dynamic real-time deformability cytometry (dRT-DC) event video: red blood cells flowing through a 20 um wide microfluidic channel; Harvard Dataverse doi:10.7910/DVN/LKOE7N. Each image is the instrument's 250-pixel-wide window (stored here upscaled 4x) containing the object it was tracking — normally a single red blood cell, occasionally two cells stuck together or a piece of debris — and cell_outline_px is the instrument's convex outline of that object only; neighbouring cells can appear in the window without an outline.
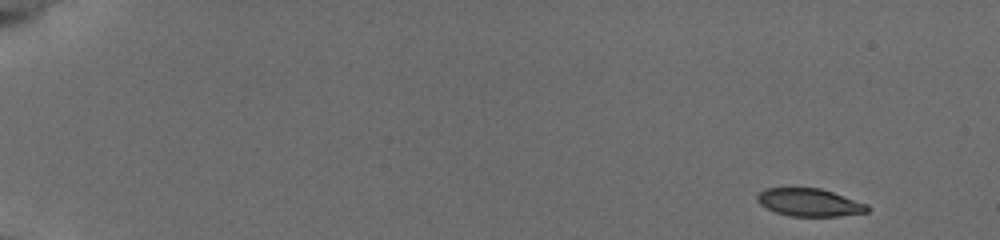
{"species": "common noctule bat (a hibernating species)", "species_latin": "Nyctalus noctula", "temperature_condition": "cold", "stored_images_in_passage": 53, "camera_frame_rate_fps": 3000, "um_per_image_px": 0.085, "animal": {"sex": "female", "body_mass_g": 19.5, "forearm_length_mm": 54.1}, "frame": {"image": 1, "passage_image": 1, "time_ms": 0.0, "image_size_px": [1000, 240], "cell_outline_px": [[868, 212], [836, 216], [788, 216], [776, 212], [760, 204], [756, 200], [756, 196], [764, 188], [820, 188], [868, 204]], "centroid_in_image_um": [68.78, 17.2], "position_along_channel_um": 16.2, "area_um2": 17.69}}
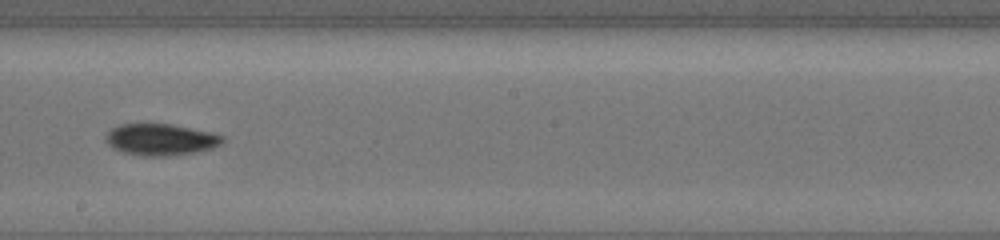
{"frame": {"image": 2, "passage_image": 31, "time_ms": 10.0, "image_size_px": [1000, 240], "cell_outline_px": [[224, 140], [220, 144], [212, 148], [200, 152], [168, 156], [140, 156], [124, 152], [108, 144], [108, 132], [112, 128], [120, 124], [172, 124], [212, 132], [224, 136]], "centroid_in_image_um": [13.73, 11.87], "position_along_channel_um": 234.5, "area_um2": 21.39}}
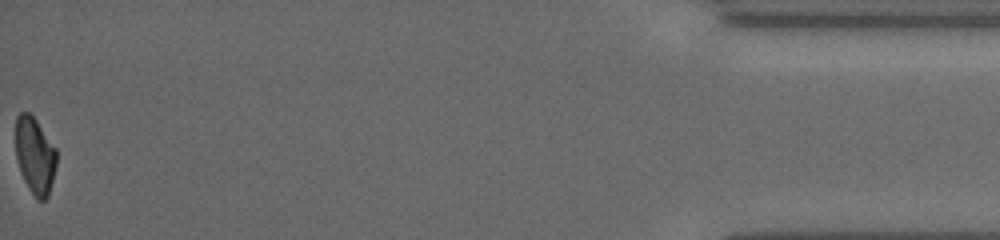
{"frame": {"image": 3, "passage_image": 53, "time_ms": 17.333, "image_size_px": [1000, 240], "cell_outline_px": [[56, 164], [48, 196], [44, 200], [36, 200], [28, 188], [20, 172], [16, 160], [16, 116], [20, 112], [28, 112], [36, 120], [56, 148]], "centroid_in_image_um": [2.95, 13.23], "position_along_channel_um": 432.2, "area_um2": 18.26}, "authors_computed_cell_mechanics": {"area_um2": 20.4612, "velocity_mm_per_s": 3.7766, "shape_relaxation_time_tau1_ms": 3.8089, "shape_relaxation_time_tau2_ms": 6.9181, "deformation_change_tau1": 0.1402, "deformation_change_tau2": 0.1031}}